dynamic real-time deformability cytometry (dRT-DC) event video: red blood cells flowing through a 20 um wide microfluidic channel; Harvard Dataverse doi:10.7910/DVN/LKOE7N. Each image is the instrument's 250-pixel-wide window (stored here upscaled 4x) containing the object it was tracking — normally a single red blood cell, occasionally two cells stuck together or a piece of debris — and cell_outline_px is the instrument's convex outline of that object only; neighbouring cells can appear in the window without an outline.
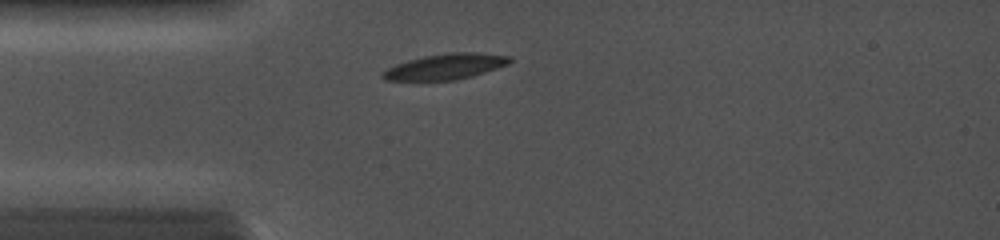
{"species": "common noctule bat (a hibernating species)", "species_latin": "Nyctalus noctula", "temperature_condition": "cold", "stored_images_in_passage": 26, "camera_frame_rate_fps": 5000, "um_per_image_px": 0.085, "animal": {"sex": "female", "body_mass_g": 19.0, "forearm_length_mm": 56.7}, "frame": {"image": 1, "passage_image": 4, "time_ms": 1.6, "image_size_px": [1000, 240], "cell_outline_px": [[512, 60], [508, 64], [472, 76], [456, 80], [384, 80], [380, 76], [388, 68], [396, 64], [408, 60], [424, 56], [448, 52], [472, 52], [512, 56]], "centroid_in_image_um": [37.87, 5.65], "position_along_channel_um": 47.1, "area_um2": 18.84}}
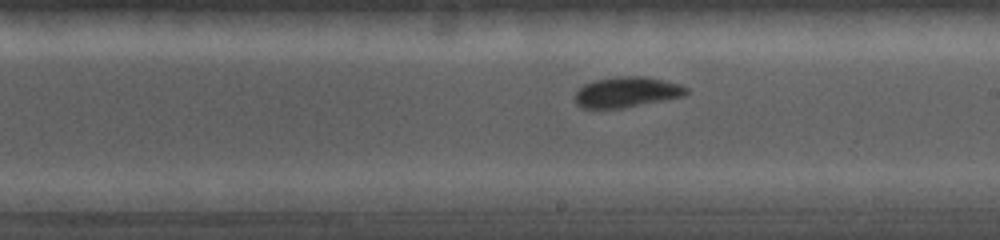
{"frame": {"image": 2, "passage_image": 12, "time_ms": 6.2, "image_size_px": [1000, 240], "cell_outline_px": [[688, 92], [684, 96], [624, 108], [584, 108], [576, 104], [572, 96], [584, 84], [596, 80], [616, 76], [644, 76], [664, 80], [680, 84], [688, 88]], "centroid_in_image_um": [53.26, 7.83], "position_along_channel_um": 235.7, "area_um2": 19.88}}
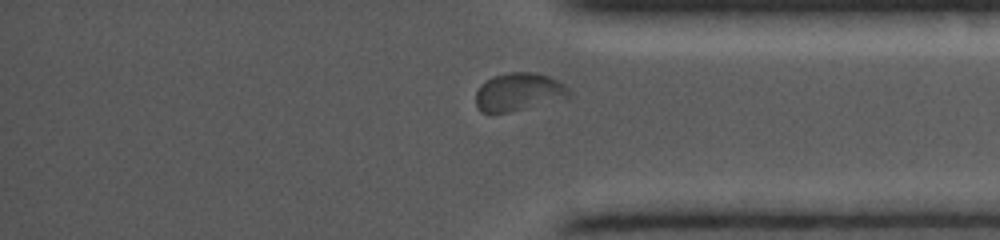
{"frame": {"image": 3, "passage_image": 20, "time_ms": 9.8, "image_size_px": [1000, 240], "cell_outline_px": [[572, 96], [508, 112], [480, 112], [476, 104], [476, 92], [480, 84], [492, 76], [508, 72], [532, 72], [548, 76], [560, 80], [572, 92]], "centroid_in_image_um": [44.08, 7.79], "position_along_channel_um": 391.1, "area_um2": 20.58}}